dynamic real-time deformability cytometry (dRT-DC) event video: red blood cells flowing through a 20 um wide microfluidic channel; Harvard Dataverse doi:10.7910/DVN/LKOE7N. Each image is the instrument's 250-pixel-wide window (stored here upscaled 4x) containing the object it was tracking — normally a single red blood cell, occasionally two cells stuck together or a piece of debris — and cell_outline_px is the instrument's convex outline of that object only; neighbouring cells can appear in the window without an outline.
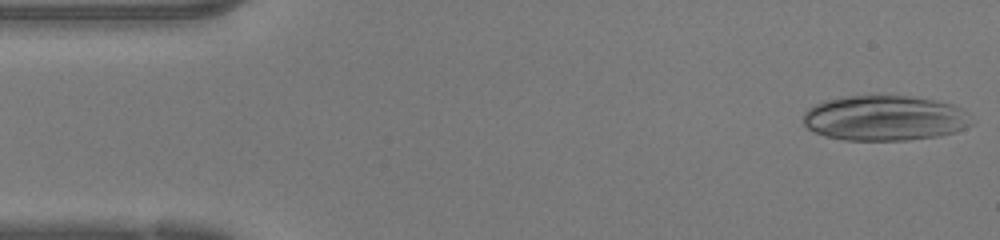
{"species": "human", "species_latin": "Homo sapiens", "temperature_condition": "warm", "stored_images_in_passage": 45, "camera_frame_rate_fps": 3000, "um_per_image_px": 0.085, "donor": {"sex": "female"}, "frame": {"image": 1, "passage_image": 1, "time_ms": 0.0, "image_size_px": [1000, 240], "cell_outline_px": [[976, 120], [972, 124], [956, 132], [940, 136], [908, 140], [844, 140], [824, 136], [808, 128], [804, 124], [804, 112], [808, 108], [824, 100], [848, 96], [908, 96], [932, 100], [952, 104], [960, 108]], "centroid_in_image_um": [75.22, 10.05], "position_along_channel_um": 9.8, "area_um2": 44.45}}
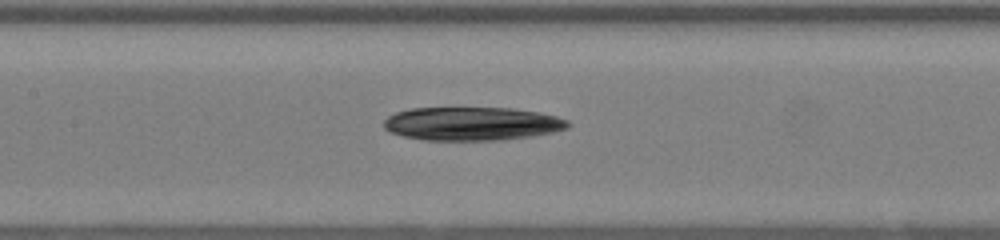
{"frame": {"image": 2, "passage_image": 20, "time_ms": 6.333, "image_size_px": [1000, 240], "cell_outline_px": [[572, 124], [568, 128], [552, 132], [532, 136], [500, 140], [424, 140], [404, 136], [388, 132], [384, 128], [384, 120], [388, 116], [396, 112], [412, 108], [512, 108], [540, 112], [556, 116], [568, 120]], "centroid_in_image_um": [40.13, 10.51], "position_along_channel_um": 167.3, "area_um2": 36.07}}
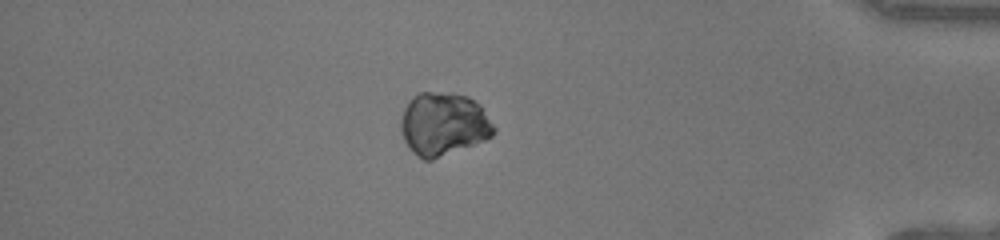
{"frame": {"image": 3, "passage_image": 39, "time_ms": 12.667, "image_size_px": [1000, 240], "cell_outline_px": [[496, 132], [492, 136], [484, 140], [432, 160], [424, 160], [416, 156], [408, 148], [404, 140], [400, 128], [400, 120], [404, 108], [408, 100], [412, 96], [420, 92], [452, 92], [468, 96], [480, 104], [496, 128]], "centroid_in_image_um": [37.68, 10.53], "position_along_channel_um": 397.5, "area_um2": 34.62}, "authors_computed_cell_mechanics": {"area_um2": 35.7782, "velocity_mm_per_s": 4.2961, "shape_relaxation_time_tau1_ms": 8.0624, "shape_relaxation_time_tau2_ms": null, "deformation_change_tau1": 0.1264, "deformation_change_tau2": null}}